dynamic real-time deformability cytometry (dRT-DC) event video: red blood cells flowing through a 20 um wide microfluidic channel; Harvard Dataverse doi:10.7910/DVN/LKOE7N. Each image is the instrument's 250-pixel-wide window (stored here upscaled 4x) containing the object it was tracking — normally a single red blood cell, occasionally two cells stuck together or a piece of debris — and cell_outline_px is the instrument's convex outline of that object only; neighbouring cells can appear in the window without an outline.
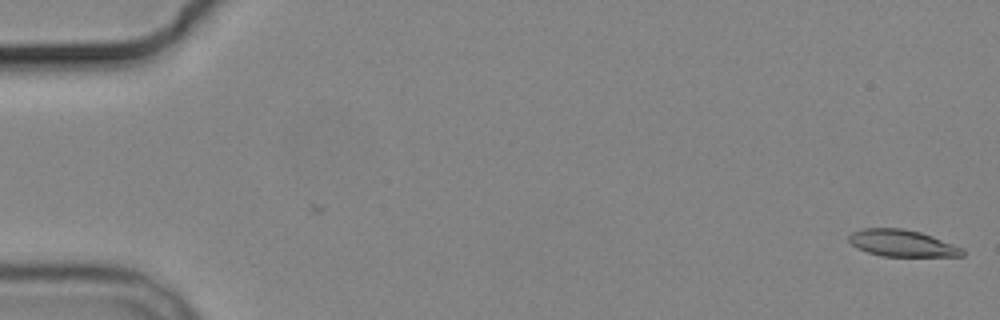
{"species": "common noctule bat (a hibernating species)", "species_latin": "Nyctalus noctula", "temperature_condition": "cold", "stored_images_in_passage": 3, "camera_frame_rate_fps": 3000, "um_per_image_px": 0.085, "animal": {"sex": "male", "body_mass_g": 19.2, "forearm_length_mm": 51.8}, "frame": {"image": 1, "passage_image": 1, "time_ms": 0.0, "image_size_px": [1000, 320], "cell_outline_px": [[964, 256], [880, 256], [856, 248], [848, 240], [848, 236], [852, 232], [860, 228], [900, 228], [920, 232], [932, 236], [964, 248]], "centroid_in_image_um": [76.66, 20.67], "position_along_channel_um": 8.3, "area_um2": 17.74}}